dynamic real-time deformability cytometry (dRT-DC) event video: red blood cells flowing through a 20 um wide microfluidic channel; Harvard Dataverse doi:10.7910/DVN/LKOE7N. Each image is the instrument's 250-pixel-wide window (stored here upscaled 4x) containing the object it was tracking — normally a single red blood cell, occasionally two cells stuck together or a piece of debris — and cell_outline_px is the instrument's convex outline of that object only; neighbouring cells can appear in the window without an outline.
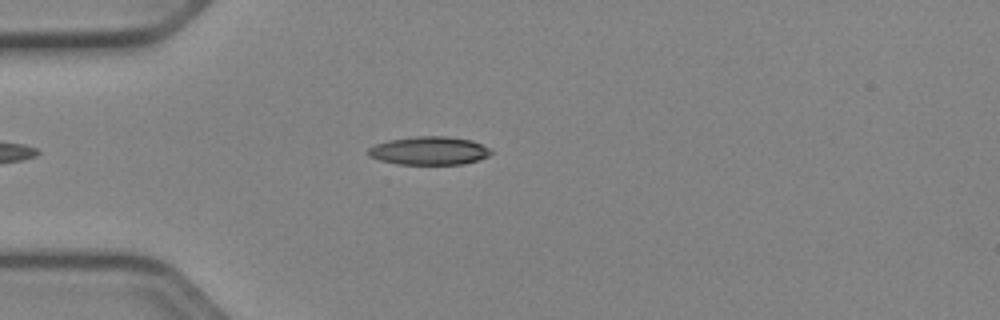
{"species": "Egyptian fruit bat (a non-hibernating species)", "species_latin": "Rousettus aegyptiacus", "temperature_condition": "cold", "stored_images_in_passage": 44, "camera_frame_rate_fps": 3000, "um_per_image_px": 0.085, "animal": {"sex": "female"}, "frame": {"image": 1, "passage_image": 7, "time_ms": 2.0, "image_size_px": [1000, 320], "cell_outline_px": [[492, 152], [488, 156], [480, 160], [464, 164], [396, 164], [380, 160], [368, 156], [368, 148], [376, 144], [388, 140], [416, 136], [444, 136], [472, 140], [488, 148]], "centroid_in_image_um": [36.47, 12.81], "position_along_channel_um": 48.5, "area_um2": 20.23}}
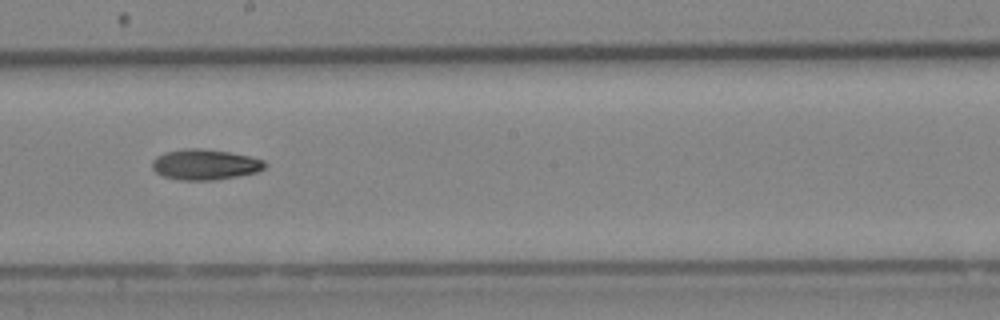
{"frame": {"image": 2, "passage_image": 22, "time_ms": 7.0, "image_size_px": [1000, 320], "cell_outline_px": [[268, 164], [264, 168], [256, 172], [236, 176], [212, 180], [180, 180], [164, 176], [156, 172], [152, 168], [152, 160], [156, 156], [164, 152], [184, 148], [200, 148], [228, 152], [252, 156], [264, 160]], "centroid_in_image_um": [17.42, 13.97], "position_along_channel_um": 230.8, "area_um2": 20.11}}
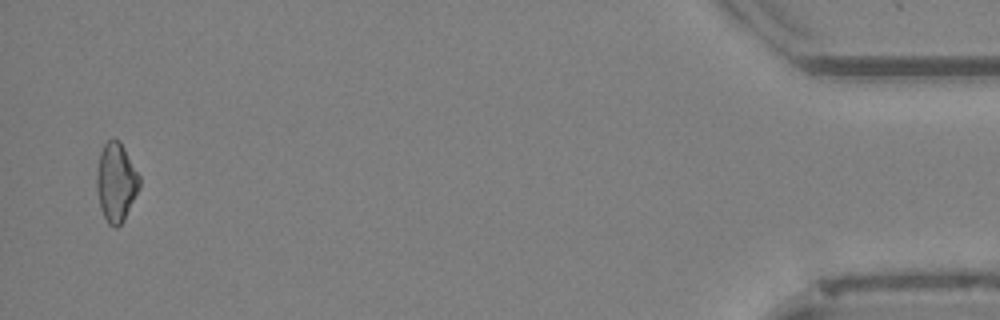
{"frame": {"image": 3, "passage_image": 43, "time_ms": 14.0, "image_size_px": [1000, 320], "cell_outline_px": [[140, 188], [124, 220], [116, 228], [108, 224], [100, 208], [96, 188], [96, 172], [100, 152], [104, 144], [108, 140], [120, 140], [140, 176]], "centroid_in_image_um": [9.87, 15.5], "position_along_channel_um": 425.3, "area_um2": 19.77}}